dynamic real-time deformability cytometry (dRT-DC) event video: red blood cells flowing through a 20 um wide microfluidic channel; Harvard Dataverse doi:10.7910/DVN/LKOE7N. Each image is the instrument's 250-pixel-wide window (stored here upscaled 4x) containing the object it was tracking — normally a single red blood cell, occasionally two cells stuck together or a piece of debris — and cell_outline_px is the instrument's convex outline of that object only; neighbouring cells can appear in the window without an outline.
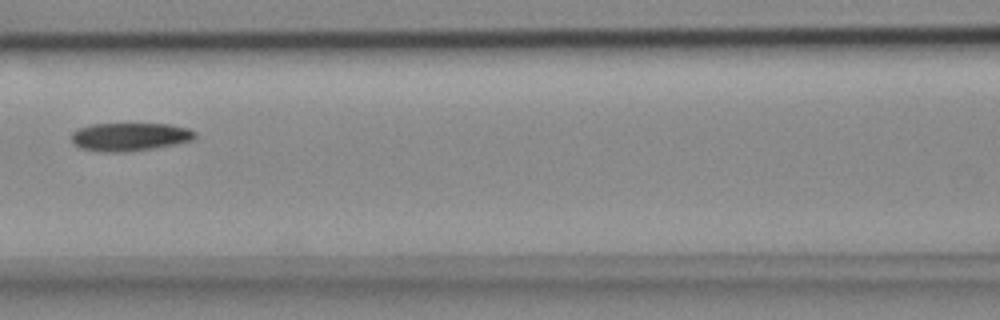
{"species": "common noctule bat (a hibernating species)", "species_latin": "Nyctalus noctula", "temperature_condition": "cold", "stored_images_in_passage": 8, "camera_frame_rate_fps": 3000, "um_per_image_px": 0.085, "animal": {"sex": "female", "body_mass_g": 18.4}, "frame": {"image": 1, "passage_image": 7, "time_ms": 2.0, "image_size_px": [1000, 320], "cell_outline_px": [[196, 136], [192, 140], [176, 144], [152, 148], [124, 152], [100, 152], [80, 148], [72, 140], [72, 132], [76, 128], [92, 124], [172, 124], [188, 128], [196, 132]], "centroid_in_image_um": [11.03, 11.62], "position_along_channel_um": 155.6, "area_um2": 20.35}}
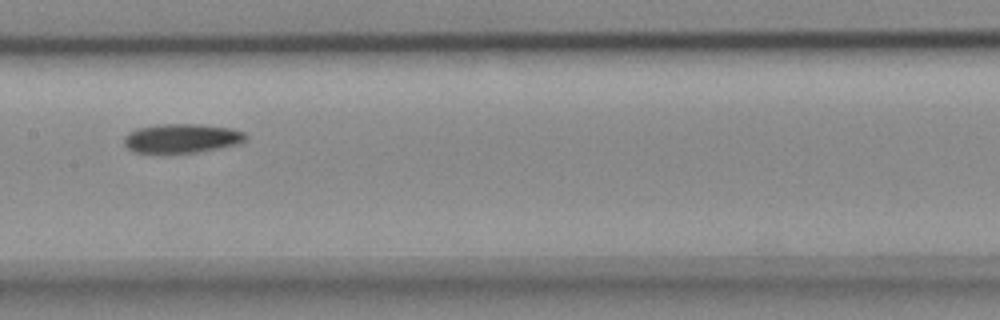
{"frame": {"image": 2, "passage_image": 8, "time_ms": 2.333, "image_size_px": [1000, 320], "cell_outline_px": [[248, 140], [240, 144], [196, 152], [136, 152], [128, 148], [124, 144], [124, 136], [128, 132], [136, 128], [156, 124], [200, 124], [232, 128], [244, 132], [248, 136]], "centroid_in_image_um": [15.49, 11.73], "position_along_channel_um": 191.9, "area_um2": 20.75}}